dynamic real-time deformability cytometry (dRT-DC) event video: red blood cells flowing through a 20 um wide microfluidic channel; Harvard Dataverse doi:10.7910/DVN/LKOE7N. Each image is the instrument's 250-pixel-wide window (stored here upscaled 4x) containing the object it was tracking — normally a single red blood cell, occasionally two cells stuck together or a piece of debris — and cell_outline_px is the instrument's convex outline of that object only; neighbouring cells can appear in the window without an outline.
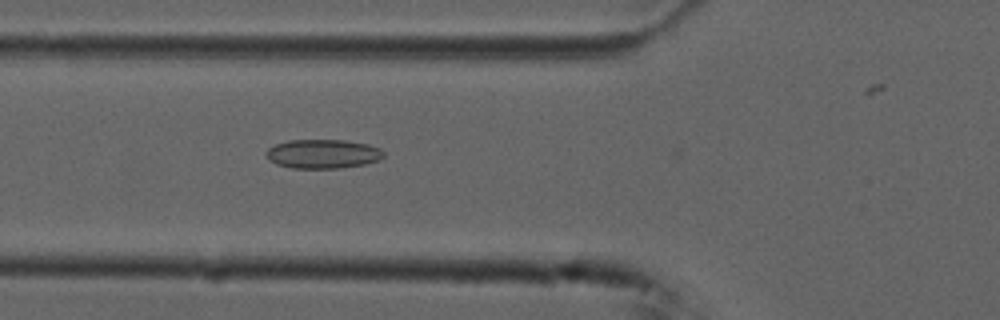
{"species": "common noctule bat (a hibernating species)", "species_latin": "Nyctalus noctula", "temperature_condition": "cold", "stored_images_in_passage": 4, "camera_frame_rate_fps": 3000, "um_per_image_px": 0.085, "animal": {"sex": "male", "forearm_length_mm": 52.5}, "frame": {"image": 1, "passage_image": 3, "time_ms": 0.667, "image_size_px": [1000, 320], "cell_outline_px": [[384, 156], [380, 160], [364, 164], [340, 168], [292, 168], [276, 164], [268, 160], [264, 152], [268, 148], [276, 144], [288, 140], [344, 140], [368, 144], [380, 148], [384, 152]], "centroid_in_image_um": [27.43, 13.08], "position_along_channel_um": 98.4, "area_um2": 20.06}}